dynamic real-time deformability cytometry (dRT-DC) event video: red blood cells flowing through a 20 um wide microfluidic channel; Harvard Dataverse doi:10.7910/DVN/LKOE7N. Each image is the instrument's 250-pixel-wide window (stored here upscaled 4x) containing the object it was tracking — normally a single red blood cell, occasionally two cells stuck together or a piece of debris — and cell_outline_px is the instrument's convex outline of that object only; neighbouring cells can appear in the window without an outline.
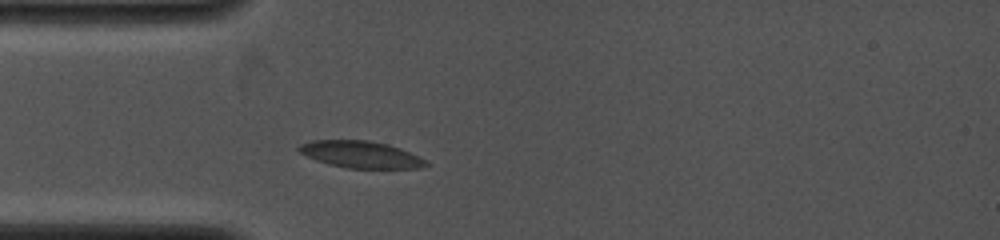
{"species": "common noctule bat (a hibernating species)", "species_latin": "Nyctalus noctula", "temperature_condition": "cold", "stored_images_in_passage": 5, "camera_frame_rate_fps": 4000, "um_per_image_px": 0.085, "animal": {"sex": "female", "body_mass_g": 19.0, "forearm_length_mm": 53.3}, "frame": {"image": 1, "passage_image": 5, "time_ms": 2.0, "image_size_px": [1000, 240], "cell_outline_px": [[432, 164], [420, 168], [348, 168], [328, 164], [316, 160], [300, 152], [296, 148], [300, 144], [312, 140], [368, 140], [388, 144], [400, 148], [420, 156]], "centroid_in_image_um": [30.7, 13.13], "position_along_channel_um": 54.3, "area_um2": 20.0}}